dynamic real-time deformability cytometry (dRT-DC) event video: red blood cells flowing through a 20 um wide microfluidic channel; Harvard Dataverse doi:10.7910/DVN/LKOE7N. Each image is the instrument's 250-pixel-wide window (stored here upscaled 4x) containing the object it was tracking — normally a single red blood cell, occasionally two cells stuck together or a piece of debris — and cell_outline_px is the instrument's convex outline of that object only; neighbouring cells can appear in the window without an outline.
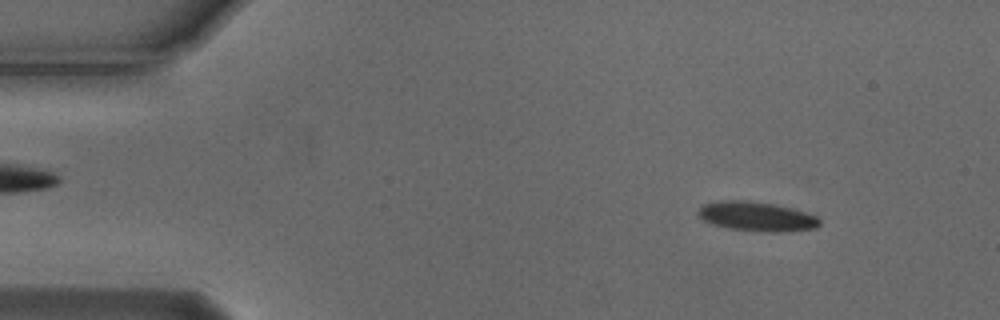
{"species": "Egyptian fruit bat (a non-hibernating species)", "species_latin": "Rousettus aegyptiacus", "temperature_condition": "cold", "stored_images_in_passage": 55, "camera_frame_rate_fps": 3000, "um_per_image_px": 0.085, "animal": {"sex": "male"}, "frame": {"image": 1, "passage_image": 6, "time_ms": 1.667, "image_size_px": [1000, 320], "cell_outline_px": [[820, 224], [816, 228], [776, 232], [768, 232], [728, 228], [712, 224], [704, 220], [696, 212], [704, 204], [716, 200], [748, 200], [772, 204], [792, 208], [816, 216], [820, 220]], "centroid_in_image_um": [64.29, 18.39], "position_along_channel_um": 20.7, "area_um2": 20.69}}
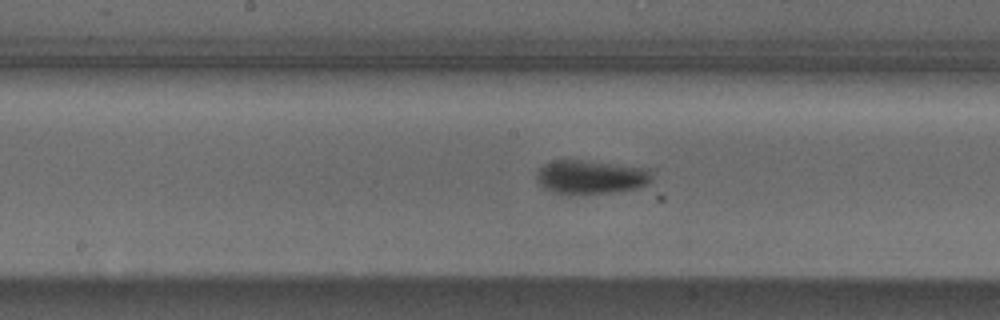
{"frame": {"image": 2, "passage_image": 27, "time_ms": 8.667, "image_size_px": [1000, 320], "cell_outline_px": [[652, 180], [648, 184], [636, 188], [612, 192], [568, 196], [544, 188], [536, 180], [536, 176], [540, 168], [544, 164], [552, 160], [580, 160], [652, 168]], "centroid_in_image_um": [50.24, 15.06], "position_along_channel_um": 198.0, "area_um2": 23.12}}
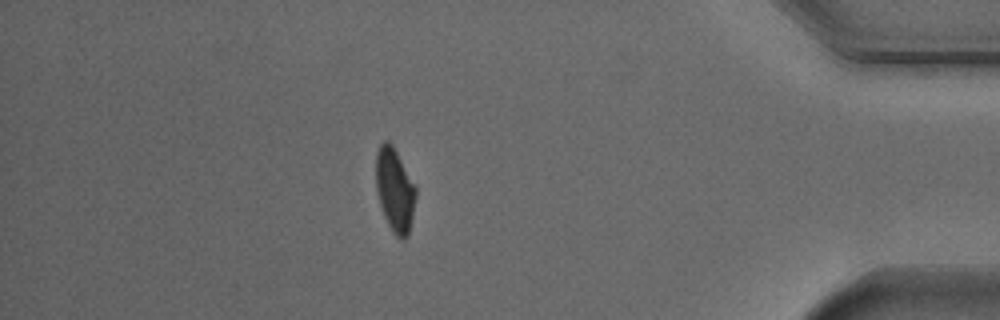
{"frame": {"image": 3, "passage_image": 47, "time_ms": 15.333, "image_size_px": [1000, 320], "cell_outline_px": [[416, 196], [408, 236], [404, 240], [400, 240], [392, 232], [384, 216], [380, 204], [376, 188], [376, 152], [380, 144], [384, 140], [388, 140], [392, 144], [416, 188]], "centroid_in_image_um": [33.54, 16.16], "position_along_channel_um": 401.7, "area_um2": 19.31}, "authors_computed_cell_mechanics": {"area_um2": 20.6346, "velocity_mm_per_s": 3.7213, "shape_relaxation_time_tau1_ms": 3.9532, "shape_relaxation_time_tau2_ms": 3.0223, "deformation_change_tau1": 0.1216, "deformation_change_tau2": 0.0574}}